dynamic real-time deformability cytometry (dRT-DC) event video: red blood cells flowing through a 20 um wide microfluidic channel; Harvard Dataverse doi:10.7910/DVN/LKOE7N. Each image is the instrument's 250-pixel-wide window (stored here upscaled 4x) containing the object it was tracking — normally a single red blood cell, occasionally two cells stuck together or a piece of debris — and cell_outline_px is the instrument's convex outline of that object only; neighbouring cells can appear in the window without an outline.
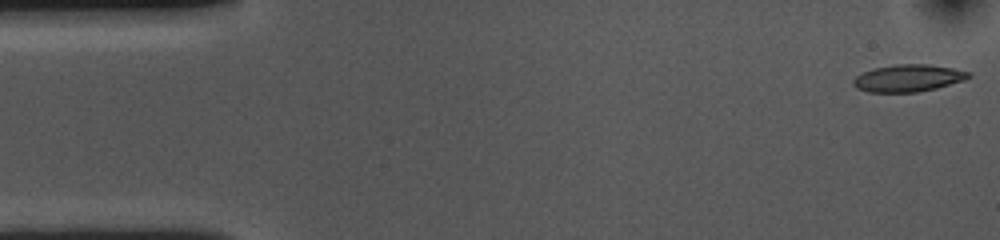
{"species": "common noctule bat (a hibernating species)", "species_latin": "Nyctalus noctula", "temperature_condition": "cold", "stored_images_in_passage": 54, "camera_frame_rate_fps": 3000, "um_per_image_px": 0.085, "animal": {"sex": "female", "body_mass_g": 10.0, "forearm_length_mm": 53.1}, "frame": {"image": 1, "passage_image": 1, "time_ms": 0.0, "image_size_px": [1000, 240], "cell_outline_px": [[972, 76], [964, 80], [936, 88], [916, 92], [868, 92], [856, 88], [852, 84], [852, 80], [856, 76], [872, 68], [896, 64], [924, 64], [952, 68], [972, 72]], "centroid_in_image_um": [77.18, 6.64], "position_along_channel_um": 7.8, "area_um2": 18.26}}
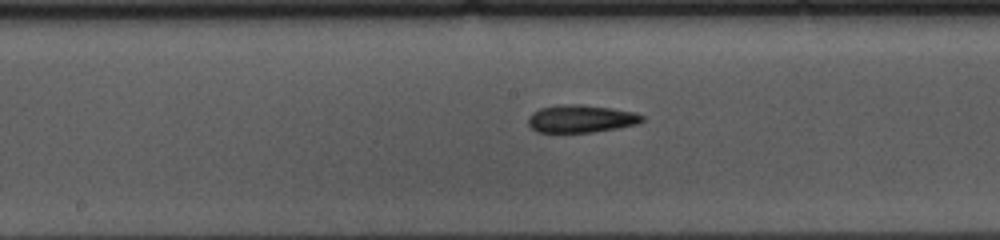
{"frame": {"image": 2, "passage_image": 26, "time_ms": 8.333, "image_size_px": [1000, 240], "cell_outline_px": [[644, 120], [636, 124], [616, 128], [592, 132], [536, 132], [528, 124], [528, 116], [532, 112], [540, 108], [560, 104], [580, 104], [612, 108], [636, 112], [644, 116]], "centroid_in_image_um": [49.37, 10.08], "position_along_channel_um": 198.8, "area_um2": 18.44}}
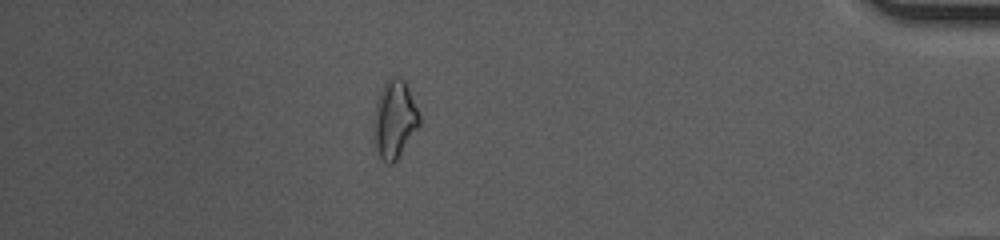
{"frame": {"image": 3, "passage_image": 47, "time_ms": 15.333, "image_size_px": [1000, 240], "cell_outline_px": [[420, 124], [396, 160], [392, 164], [388, 164], [380, 156], [372, 140], [372, 124], [376, 104], [380, 92], [384, 84], [392, 76], [400, 76], [404, 80], [408, 88], [420, 116]], "centroid_in_image_um": [33.5, 10.15], "position_along_channel_um": 401.7, "area_um2": 20.63}, "authors_computed_cell_mechanics": {"area_um2": 18.4093, "velocity_mm_per_s": 3.5949, "shape_relaxation_time_tau1_ms": 6.6619, "shape_relaxation_time_tau2_ms": 7.1301, "deformation_change_tau1": 0.1605, "deformation_change_tau2": 0.1639}}